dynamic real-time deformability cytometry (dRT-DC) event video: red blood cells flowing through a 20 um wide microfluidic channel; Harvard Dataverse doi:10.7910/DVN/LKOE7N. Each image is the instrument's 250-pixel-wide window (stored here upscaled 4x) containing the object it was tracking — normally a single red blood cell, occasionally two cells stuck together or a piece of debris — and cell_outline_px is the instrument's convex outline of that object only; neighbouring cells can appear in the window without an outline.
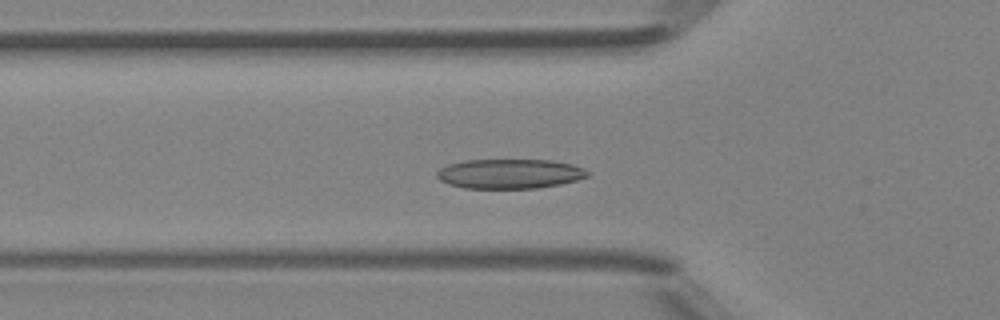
{"species": "Egyptian fruit bat (a non-hibernating species)", "species_latin": "Rousettus aegyptiacus", "temperature_condition": "room temperature", "stored_images_in_passage": 49, "segment_of_instrument_passage": [1, 2], "camera_frame_rate_fps": 3000, "um_per_image_px": 0.085, "animal": {"sex": "female"}, "frame": {"image": 1, "passage_image": 16, "time_ms": 5.0, "image_size_px": [1000, 320], "cell_outline_px": [[592, 176], [560, 184], [536, 188], [464, 188], [448, 184], [440, 180], [436, 176], [436, 172], [440, 168], [448, 164], [464, 160], [552, 160], [572, 164], [584, 168], [592, 172]], "centroid_in_image_um": [43.36, 14.76], "position_along_channel_um": 82.4, "area_um2": 26.24}}
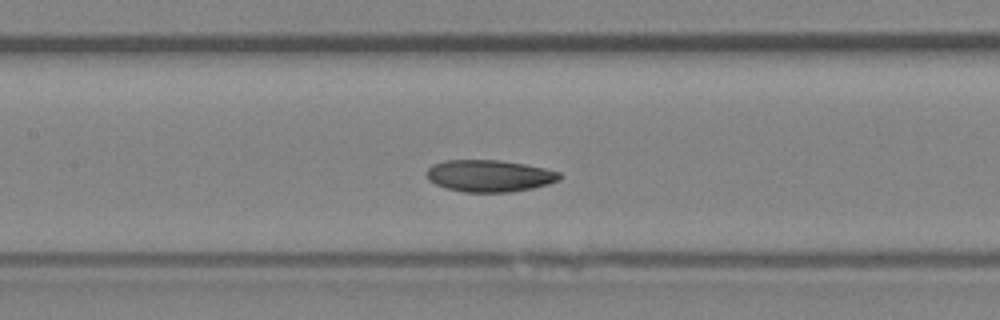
{"frame": {"image": 2, "passage_image": 22, "time_ms": 7.0, "image_size_px": [1000, 320], "cell_outline_px": [[560, 176], [556, 180], [548, 184], [532, 188], [508, 192], [464, 192], [448, 188], [436, 184], [428, 180], [424, 172], [432, 164], [444, 160], [500, 160], [524, 164], [544, 168], [560, 172]], "centroid_in_image_um": [41.54, 14.94], "position_along_channel_um": 165.9, "area_um2": 24.62}}
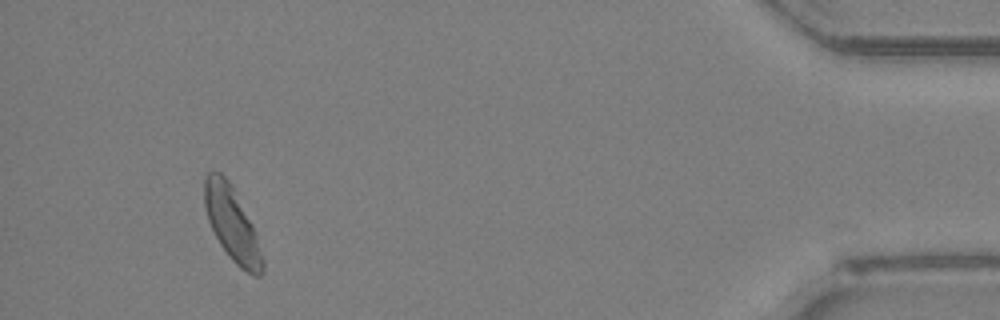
{"frame": {"image": 3, "passage_image": 45, "time_ms": 14.667, "image_size_px": [1000, 320], "cell_outline_px": [[264, 272], [260, 276], [252, 276], [240, 268], [232, 260], [220, 244], [208, 220], [204, 204], [204, 176], [208, 172], [220, 172], [232, 184], [256, 232], [264, 260]], "centroid_in_image_um": [19.74, 19.05], "position_along_channel_um": 415.5, "area_um2": 25.14}}